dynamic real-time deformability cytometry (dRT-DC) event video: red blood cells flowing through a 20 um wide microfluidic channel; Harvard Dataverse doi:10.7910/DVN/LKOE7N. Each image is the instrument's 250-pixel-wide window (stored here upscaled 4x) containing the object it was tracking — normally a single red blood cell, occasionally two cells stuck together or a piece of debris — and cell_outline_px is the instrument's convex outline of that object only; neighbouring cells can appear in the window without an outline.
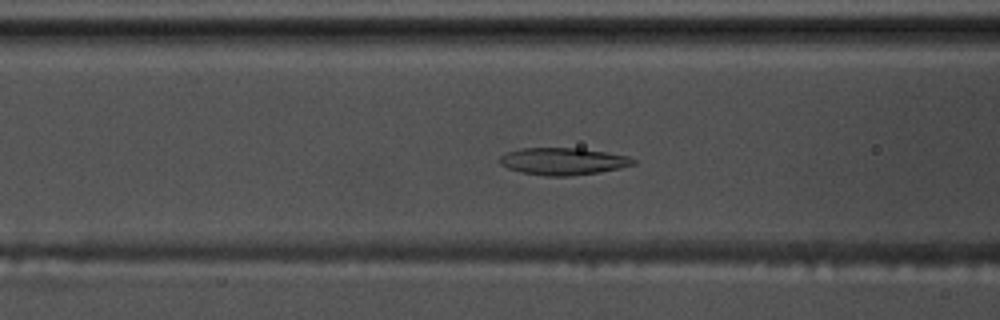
{"species": "common noctule bat (a hibernating species)", "species_latin": "Nyctalus noctula", "temperature_condition": "warm", "stored_images_in_passage": 57, "camera_frame_rate_fps": 3000, "um_per_image_px": 0.085, "animal": {"sex": "male", "body_mass_g": 17.5, "forearm_length_mm": 52.3}, "frame": {"image": 1, "passage_image": 23, "time_ms": 7.333, "image_size_px": [1000, 320], "cell_outline_px": [[636, 164], [620, 168], [600, 172], [572, 176], [548, 176], [520, 172], [508, 168], [500, 164], [500, 156], [508, 152], [520, 148], [580, 148], [628, 156], [636, 160]], "centroid_in_image_um": [47.87, 13.71], "position_along_channel_um": 118.7, "area_um2": 21.1}}
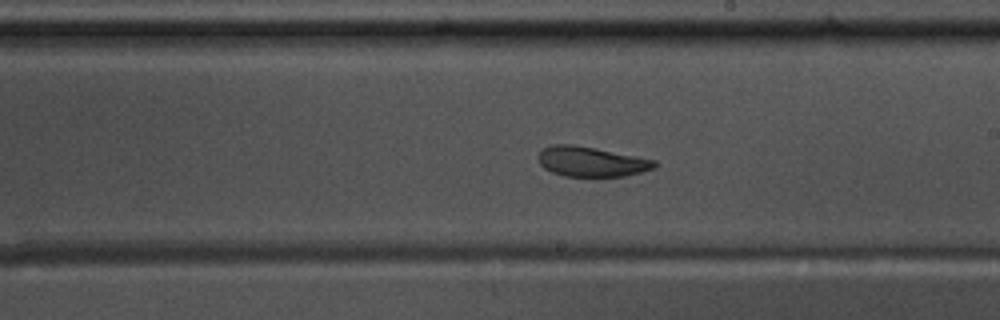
{"frame": {"image": 2, "passage_image": 33, "time_ms": 10.667, "image_size_px": [1000, 320], "cell_outline_px": [[656, 168], [624, 176], [564, 176], [552, 172], [544, 168], [540, 164], [536, 156], [544, 148], [552, 144], [572, 144], [596, 148], [656, 160]], "centroid_in_image_um": [50.24, 13.73], "position_along_channel_um": 238.8, "area_um2": 20.29}}
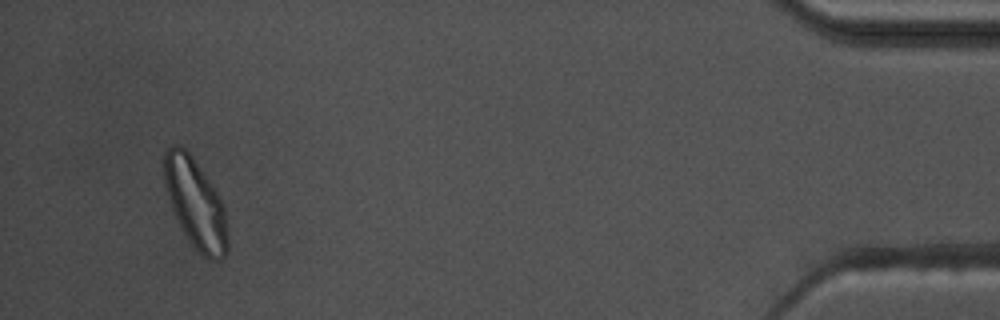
{"frame": {"image": 3, "passage_image": 54, "time_ms": 17.667, "image_size_px": [1000, 320], "cell_outline_px": [[228, 248], [224, 256], [220, 260], [208, 260], [192, 244], [180, 228], [172, 208], [164, 180], [164, 152], [172, 144], [180, 144], [192, 156], [216, 188], [224, 208], [228, 236]], "centroid_in_image_um": [16.63, 17.28], "position_along_channel_um": 418.6, "area_um2": 33.12}, "authors_computed_cell_mechanics": {"area_um2": 23.4668, "velocity_mm_per_s": 3.6169, "shape_relaxation_time_tau1_ms": null, "shape_relaxation_time_tau2_ms": 1.7584, "deformation_change_tau1": null, "deformation_change_tau2": 0.0697}}